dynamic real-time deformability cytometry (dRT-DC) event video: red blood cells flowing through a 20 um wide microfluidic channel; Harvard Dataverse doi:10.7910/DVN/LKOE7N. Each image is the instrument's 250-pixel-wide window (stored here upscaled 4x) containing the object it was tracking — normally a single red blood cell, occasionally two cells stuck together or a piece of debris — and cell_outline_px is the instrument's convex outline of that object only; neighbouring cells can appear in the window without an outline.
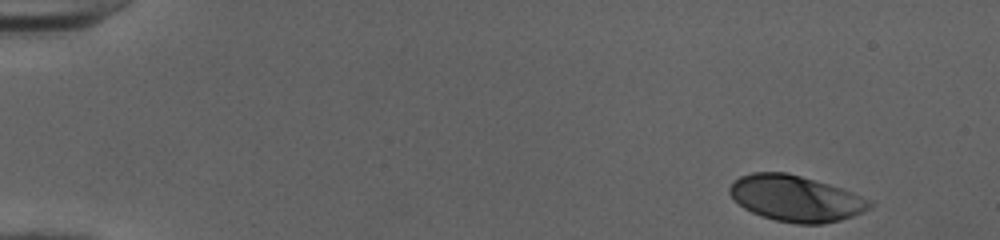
{"species": "human", "species_latin": "Homo sapiens", "temperature_condition": "cold", "stored_images_in_passage": 43, "camera_frame_rate_fps": 3000, "um_per_image_px": 0.085, "donor": {"sex": "female"}, "frame": {"image": 1, "passage_image": 1, "time_ms": 0.0, "image_size_px": [1000, 240], "cell_outline_px": [[872, 208], [852, 216], [840, 220], [820, 224], [796, 224], [776, 220], [760, 216], [744, 208], [728, 192], [728, 188], [740, 176], [752, 172], [788, 172], [828, 184], [852, 192], [872, 200]], "centroid_in_image_um": [67.65, 16.87], "position_along_channel_um": 17.4, "area_um2": 37.4}}
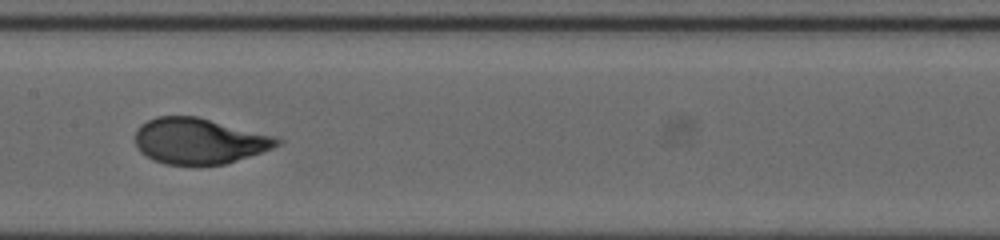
{"frame": {"image": 2, "passage_image": 24, "time_ms": 7.667, "image_size_px": [1000, 240], "cell_outline_px": [[284, 140], [280, 144], [272, 148], [224, 164], [164, 164], [152, 160], [140, 152], [136, 144], [136, 128], [140, 124], [156, 116], [196, 116], [280, 136]], "centroid_in_image_um": [16.95, 11.96], "position_along_channel_um": 190.5, "area_um2": 38.09}}
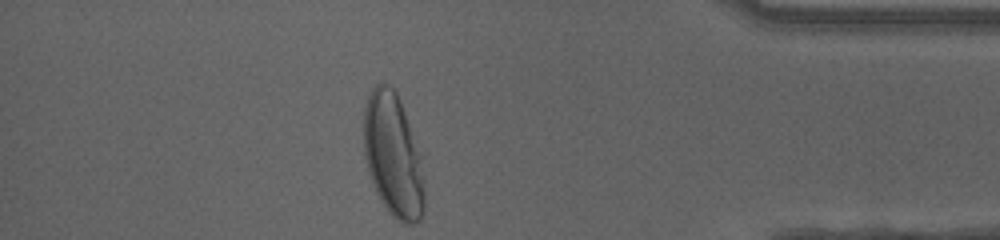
{"frame": {"image": 3, "passage_image": 42, "time_ms": 13.667, "image_size_px": [1000, 240], "cell_outline_px": [[424, 212], [420, 220], [416, 224], [404, 224], [392, 216], [388, 212], [380, 200], [376, 192], [368, 172], [364, 152], [364, 108], [368, 96], [372, 88], [380, 80], [388, 84], [396, 92], [400, 100], [424, 152]], "centroid_in_image_um": [33.47, 13.2], "position_along_channel_um": 401.7, "area_um2": 45.2}, "authors_computed_cell_mechanics": {"area_um2": 37.859, "velocity_mm_per_s": 4.0035, "shape_relaxation_time_tau1_ms": 3.4687, "shape_relaxation_time_tau2_ms": null, "deformation_change_tau1": 0.1965, "deformation_change_tau2": null}}